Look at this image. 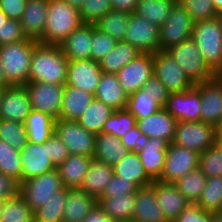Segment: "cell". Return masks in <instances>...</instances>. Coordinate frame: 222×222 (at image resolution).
<instances>
[{
  "instance_id": "6da1fadb",
  "label": "cell",
  "mask_w": 222,
  "mask_h": 222,
  "mask_svg": "<svg viewBox=\"0 0 222 222\" xmlns=\"http://www.w3.org/2000/svg\"><path fill=\"white\" fill-rule=\"evenodd\" d=\"M68 62L61 46L38 42L30 62L29 81L65 85Z\"/></svg>"
},
{
  "instance_id": "7a4b0ae2",
  "label": "cell",
  "mask_w": 222,
  "mask_h": 222,
  "mask_svg": "<svg viewBox=\"0 0 222 222\" xmlns=\"http://www.w3.org/2000/svg\"><path fill=\"white\" fill-rule=\"evenodd\" d=\"M82 24L77 8L65 0H48L46 27L39 43L60 46Z\"/></svg>"
},
{
  "instance_id": "3957f363",
  "label": "cell",
  "mask_w": 222,
  "mask_h": 222,
  "mask_svg": "<svg viewBox=\"0 0 222 222\" xmlns=\"http://www.w3.org/2000/svg\"><path fill=\"white\" fill-rule=\"evenodd\" d=\"M38 41H23L0 46V63L10 85H26L29 82L30 62Z\"/></svg>"
},
{
  "instance_id": "277c9868",
  "label": "cell",
  "mask_w": 222,
  "mask_h": 222,
  "mask_svg": "<svg viewBox=\"0 0 222 222\" xmlns=\"http://www.w3.org/2000/svg\"><path fill=\"white\" fill-rule=\"evenodd\" d=\"M192 39L208 67L216 73L222 66V26L218 18L194 22Z\"/></svg>"
},
{
  "instance_id": "5b68a950",
  "label": "cell",
  "mask_w": 222,
  "mask_h": 222,
  "mask_svg": "<svg viewBox=\"0 0 222 222\" xmlns=\"http://www.w3.org/2000/svg\"><path fill=\"white\" fill-rule=\"evenodd\" d=\"M166 51L180 65V68L194 85L215 78V73L204 61L200 50L192 38Z\"/></svg>"
},
{
  "instance_id": "8992f818",
  "label": "cell",
  "mask_w": 222,
  "mask_h": 222,
  "mask_svg": "<svg viewBox=\"0 0 222 222\" xmlns=\"http://www.w3.org/2000/svg\"><path fill=\"white\" fill-rule=\"evenodd\" d=\"M64 186L57 168L29 178L19 184V195L26 201L29 207L35 211L43 206L53 193Z\"/></svg>"
},
{
  "instance_id": "52a82bcc",
  "label": "cell",
  "mask_w": 222,
  "mask_h": 222,
  "mask_svg": "<svg viewBox=\"0 0 222 222\" xmlns=\"http://www.w3.org/2000/svg\"><path fill=\"white\" fill-rule=\"evenodd\" d=\"M193 27V19L177 1L169 13L168 19L160 26V51H166L169 48L192 38Z\"/></svg>"
},
{
  "instance_id": "ba28073f",
  "label": "cell",
  "mask_w": 222,
  "mask_h": 222,
  "mask_svg": "<svg viewBox=\"0 0 222 222\" xmlns=\"http://www.w3.org/2000/svg\"><path fill=\"white\" fill-rule=\"evenodd\" d=\"M217 139V129L202 121L177 122L172 143L192 151L203 153L214 145Z\"/></svg>"
},
{
  "instance_id": "9c48e42d",
  "label": "cell",
  "mask_w": 222,
  "mask_h": 222,
  "mask_svg": "<svg viewBox=\"0 0 222 222\" xmlns=\"http://www.w3.org/2000/svg\"><path fill=\"white\" fill-rule=\"evenodd\" d=\"M160 26L132 13L123 42L129 43L141 53L155 54L159 48Z\"/></svg>"
},
{
  "instance_id": "30bf717a",
  "label": "cell",
  "mask_w": 222,
  "mask_h": 222,
  "mask_svg": "<svg viewBox=\"0 0 222 222\" xmlns=\"http://www.w3.org/2000/svg\"><path fill=\"white\" fill-rule=\"evenodd\" d=\"M55 133L67 146L70 154L93 157L96 135L87 131L77 121L56 119Z\"/></svg>"
},
{
  "instance_id": "8fae6325",
  "label": "cell",
  "mask_w": 222,
  "mask_h": 222,
  "mask_svg": "<svg viewBox=\"0 0 222 222\" xmlns=\"http://www.w3.org/2000/svg\"><path fill=\"white\" fill-rule=\"evenodd\" d=\"M199 153L173 143L168 144L160 182L173 183L198 168Z\"/></svg>"
},
{
  "instance_id": "7c38bea8",
  "label": "cell",
  "mask_w": 222,
  "mask_h": 222,
  "mask_svg": "<svg viewBox=\"0 0 222 222\" xmlns=\"http://www.w3.org/2000/svg\"><path fill=\"white\" fill-rule=\"evenodd\" d=\"M153 73L170 93L188 91L194 87L180 65L167 51H158L154 54Z\"/></svg>"
},
{
  "instance_id": "4fadbf2b",
  "label": "cell",
  "mask_w": 222,
  "mask_h": 222,
  "mask_svg": "<svg viewBox=\"0 0 222 222\" xmlns=\"http://www.w3.org/2000/svg\"><path fill=\"white\" fill-rule=\"evenodd\" d=\"M25 88L29 94L32 109L59 119L64 85L29 81Z\"/></svg>"
},
{
  "instance_id": "5bb4252c",
  "label": "cell",
  "mask_w": 222,
  "mask_h": 222,
  "mask_svg": "<svg viewBox=\"0 0 222 222\" xmlns=\"http://www.w3.org/2000/svg\"><path fill=\"white\" fill-rule=\"evenodd\" d=\"M154 69V54L140 53L133 61L125 65L116 74L127 95L143 88L152 76Z\"/></svg>"
},
{
  "instance_id": "9a60e30c",
  "label": "cell",
  "mask_w": 222,
  "mask_h": 222,
  "mask_svg": "<svg viewBox=\"0 0 222 222\" xmlns=\"http://www.w3.org/2000/svg\"><path fill=\"white\" fill-rule=\"evenodd\" d=\"M194 87L201 97L200 121L219 129L222 125V84L213 78Z\"/></svg>"
},
{
  "instance_id": "2e32d148",
  "label": "cell",
  "mask_w": 222,
  "mask_h": 222,
  "mask_svg": "<svg viewBox=\"0 0 222 222\" xmlns=\"http://www.w3.org/2000/svg\"><path fill=\"white\" fill-rule=\"evenodd\" d=\"M163 108L178 122H198L201 114L200 92L195 87L188 91L172 92Z\"/></svg>"
},
{
  "instance_id": "e0dca14e",
  "label": "cell",
  "mask_w": 222,
  "mask_h": 222,
  "mask_svg": "<svg viewBox=\"0 0 222 222\" xmlns=\"http://www.w3.org/2000/svg\"><path fill=\"white\" fill-rule=\"evenodd\" d=\"M101 74L99 63L92 59L69 60L65 84L94 95Z\"/></svg>"
},
{
  "instance_id": "ac0fdd59",
  "label": "cell",
  "mask_w": 222,
  "mask_h": 222,
  "mask_svg": "<svg viewBox=\"0 0 222 222\" xmlns=\"http://www.w3.org/2000/svg\"><path fill=\"white\" fill-rule=\"evenodd\" d=\"M32 111L29 94L25 85L5 87L0 104V119L23 123Z\"/></svg>"
},
{
  "instance_id": "d6986e66",
  "label": "cell",
  "mask_w": 222,
  "mask_h": 222,
  "mask_svg": "<svg viewBox=\"0 0 222 222\" xmlns=\"http://www.w3.org/2000/svg\"><path fill=\"white\" fill-rule=\"evenodd\" d=\"M22 182L45 174L56 167L49 159L48 140L43 144L27 145L21 151Z\"/></svg>"
},
{
  "instance_id": "ffe728a7",
  "label": "cell",
  "mask_w": 222,
  "mask_h": 222,
  "mask_svg": "<svg viewBox=\"0 0 222 222\" xmlns=\"http://www.w3.org/2000/svg\"><path fill=\"white\" fill-rule=\"evenodd\" d=\"M151 186L155 190L157 202L167 222H174L191 204L173 183L153 180Z\"/></svg>"
},
{
  "instance_id": "44dd1931",
  "label": "cell",
  "mask_w": 222,
  "mask_h": 222,
  "mask_svg": "<svg viewBox=\"0 0 222 222\" xmlns=\"http://www.w3.org/2000/svg\"><path fill=\"white\" fill-rule=\"evenodd\" d=\"M177 120L163 107L155 114L137 120L138 129L149 138H159L172 143Z\"/></svg>"
},
{
  "instance_id": "7402d4cb",
  "label": "cell",
  "mask_w": 222,
  "mask_h": 222,
  "mask_svg": "<svg viewBox=\"0 0 222 222\" xmlns=\"http://www.w3.org/2000/svg\"><path fill=\"white\" fill-rule=\"evenodd\" d=\"M48 0H28L19 20L27 39L40 41L46 27Z\"/></svg>"
},
{
  "instance_id": "603a6c76",
  "label": "cell",
  "mask_w": 222,
  "mask_h": 222,
  "mask_svg": "<svg viewBox=\"0 0 222 222\" xmlns=\"http://www.w3.org/2000/svg\"><path fill=\"white\" fill-rule=\"evenodd\" d=\"M133 222H167L160 208L154 188L140 187L135 193Z\"/></svg>"
},
{
  "instance_id": "cb8c5ba5",
  "label": "cell",
  "mask_w": 222,
  "mask_h": 222,
  "mask_svg": "<svg viewBox=\"0 0 222 222\" xmlns=\"http://www.w3.org/2000/svg\"><path fill=\"white\" fill-rule=\"evenodd\" d=\"M168 143L159 138H149L146 145L137 151L144 171L152 180L161 177Z\"/></svg>"
},
{
  "instance_id": "d4e9b609",
  "label": "cell",
  "mask_w": 222,
  "mask_h": 222,
  "mask_svg": "<svg viewBox=\"0 0 222 222\" xmlns=\"http://www.w3.org/2000/svg\"><path fill=\"white\" fill-rule=\"evenodd\" d=\"M93 24L83 23L60 45L68 60L91 59Z\"/></svg>"
},
{
  "instance_id": "484cf974",
  "label": "cell",
  "mask_w": 222,
  "mask_h": 222,
  "mask_svg": "<svg viewBox=\"0 0 222 222\" xmlns=\"http://www.w3.org/2000/svg\"><path fill=\"white\" fill-rule=\"evenodd\" d=\"M95 98L114 110L126 109L128 95L123 90L116 74L102 73Z\"/></svg>"
},
{
  "instance_id": "4316f807",
  "label": "cell",
  "mask_w": 222,
  "mask_h": 222,
  "mask_svg": "<svg viewBox=\"0 0 222 222\" xmlns=\"http://www.w3.org/2000/svg\"><path fill=\"white\" fill-rule=\"evenodd\" d=\"M92 159L93 157L70 154L57 167L63 186L70 189H79Z\"/></svg>"
},
{
  "instance_id": "83f0119b",
  "label": "cell",
  "mask_w": 222,
  "mask_h": 222,
  "mask_svg": "<svg viewBox=\"0 0 222 222\" xmlns=\"http://www.w3.org/2000/svg\"><path fill=\"white\" fill-rule=\"evenodd\" d=\"M94 98L93 94L65 84L59 119L77 121Z\"/></svg>"
},
{
  "instance_id": "f1b7e54d",
  "label": "cell",
  "mask_w": 222,
  "mask_h": 222,
  "mask_svg": "<svg viewBox=\"0 0 222 222\" xmlns=\"http://www.w3.org/2000/svg\"><path fill=\"white\" fill-rule=\"evenodd\" d=\"M113 176L112 165L105 164L93 158L79 189L98 200Z\"/></svg>"
},
{
  "instance_id": "f546056e",
  "label": "cell",
  "mask_w": 222,
  "mask_h": 222,
  "mask_svg": "<svg viewBox=\"0 0 222 222\" xmlns=\"http://www.w3.org/2000/svg\"><path fill=\"white\" fill-rule=\"evenodd\" d=\"M97 204L95 197L80 189H71L65 201L63 222H82Z\"/></svg>"
},
{
  "instance_id": "4dcf8cb0",
  "label": "cell",
  "mask_w": 222,
  "mask_h": 222,
  "mask_svg": "<svg viewBox=\"0 0 222 222\" xmlns=\"http://www.w3.org/2000/svg\"><path fill=\"white\" fill-rule=\"evenodd\" d=\"M113 173L125 180L133 182L138 188L146 187L153 183V180L144 171L136 151H128L127 154L115 165Z\"/></svg>"
},
{
  "instance_id": "1f68e13d",
  "label": "cell",
  "mask_w": 222,
  "mask_h": 222,
  "mask_svg": "<svg viewBox=\"0 0 222 222\" xmlns=\"http://www.w3.org/2000/svg\"><path fill=\"white\" fill-rule=\"evenodd\" d=\"M55 124L56 119L49 114L32 109L24 122L28 142L45 143L55 133Z\"/></svg>"
},
{
  "instance_id": "d6a6232c",
  "label": "cell",
  "mask_w": 222,
  "mask_h": 222,
  "mask_svg": "<svg viewBox=\"0 0 222 222\" xmlns=\"http://www.w3.org/2000/svg\"><path fill=\"white\" fill-rule=\"evenodd\" d=\"M98 205L113 222L132 221L135 193L99 198Z\"/></svg>"
},
{
  "instance_id": "836d02e7",
  "label": "cell",
  "mask_w": 222,
  "mask_h": 222,
  "mask_svg": "<svg viewBox=\"0 0 222 222\" xmlns=\"http://www.w3.org/2000/svg\"><path fill=\"white\" fill-rule=\"evenodd\" d=\"M128 150L118 137L110 134L99 133L95 137V152L93 158L108 165H115Z\"/></svg>"
},
{
  "instance_id": "e575fe53",
  "label": "cell",
  "mask_w": 222,
  "mask_h": 222,
  "mask_svg": "<svg viewBox=\"0 0 222 222\" xmlns=\"http://www.w3.org/2000/svg\"><path fill=\"white\" fill-rule=\"evenodd\" d=\"M140 53L129 43L119 41L98 63L102 73L117 74L121 68L133 61Z\"/></svg>"
},
{
  "instance_id": "d590c367",
  "label": "cell",
  "mask_w": 222,
  "mask_h": 222,
  "mask_svg": "<svg viewBox=\"0 0 222 222\" xmlns=\"http://www.w3.org/2000/svg\"><path fill=\"white\" fill-rule=\"evenodd\" d=\"M114 112L112 107L94 98L77 122L87 131L97 135L102 132L105 122Z\"/></svg>"
},
{
  "instance_id": "8d00e7d4",
  "label": "cell",
  "mask_w": 222,
  "mask_h": 222,
  "mask_svg": "<svg viewBox=\"0 0 222 222\" xmlns=\"http://www.w3.org/2000/svg\"><path fill=\"white\" fill-rule=\"evenodd\" d=\"M176 2L177 0H138L134 13L161 26L168 19Z\"/></svg>"
},
{
  "instance_id": "74e56055",
  "label": "cell",
  "mask_w": 222,
  "mask_h": 222,
  "mask_svg": "<svg viewBox=\"0 0 222 222\" xmlns=\"http://www.w3.org/2000/svg\"><path fill=\"white\" fill-rule=\"evenodd\" d=\"M71 189L63 187L40 208L34 211V222H63L65 201Z\"/></svg>"
},
{
  "instance_id": "f35d334b",
  "label": "cell",
  "mask_w": 222,
  "mask_h": 222,
  "mask_svg": "<svg viewBox=\"0 0 222 222\" xmlns=\"http://www.w3.org/2000/svg\"><path fill=\"white\" fill-rule=\"evenodd\" d=\"M130 21V14L118 10H109L96 23V28L109 34L117 42L123 41Z\"/></svg>"
},
{
  "instance_id": "ab89813d",
  "label": "cell",
  "mask_w": 222,
  "mask_h": 222,
  "mask_svg": "<svg viewBox=\"0 0 222 222\" xmlns=\"http://www.w3.org/2000/svg\"><path fill=\"white\" fill-rule=\"evenodd\" d=\"M206 182V174L197 168L177 179L173 184L191 204H196L202 195Z\"/></svg>"
},
{
  "instance_id": "60d3db41",
  "label": "cell",
  "mask_w": 222,
  "mask_h": 222,
  "mask_svg": "<svg viewBox=\"0 0 222 222\" xmlns=\"http://www.w3.org/2000/svg\"><path fill=\"white\" fill-rule=\"evenodd\" d=\"M0 172L22 182L21 152L0 139Z\"/></svg>"
},
{
  "instance_id": "b9f144b4",
  "label": "cell",
  "mask_w": 222,
  "mask_h": 222,
  "mask_svg": "<svg viewBox=\"0 0 222 222\" xmlns=\"http://www.w3.org/2000/svg\"><path fill=\"white\" fill-rule=\"evenodd\" d=\"M162 108L148 93L139 89L128 97L126 109L136 117V120L145 118L149 115L155 114Z\"/></svg>"
},
{
  "instance_id": "7bdbcfd3",
  "label": "cell",
  "mask_w": 222,
  "mask_h": 222,
  "mask_svg": "<svg viewBox=\"0 0 222 222\" xmlns=\"http://www.w3.org/2000/svg\"><path fill=\"white\" fill-rule=\"evenodd\" d=\"M1 222H34V211L18 194L6 200Z\"/></svg>"
},
{
  "instance_id": "ee69618b",
  "label": "cell",
  "mask_w": 222,
  "mask_h": 222,
  "mask_svg": "<svg viewBox=\"0 0 222 222\" xmlns=\"http://www.w3.org/2000/svg\"><path fill=\"white\" fill-rule=\"evenodd\" d=\"M222 200V177L215 176L207 178L202 195L196 203L201 209L207 212H219Z\"/></svg>"
},
{
  "instance_id": "f6af8a7d",
  "label": "cell",
  "mask_w": 222,
  "mask_h": 222,
  "mask_svg": "<svg viewBox=\"0 0 222 222\" xmlns=\"http://www.w3.org/2000/svg\"><path fill=\"white\" fill-rule=\"evenodd\" d=\"M0 139L21 152L28 143V136L24 124L0 119Z\"/></svg>"
},
{
  "instance_id": "bcb514c9",
  "label": "cell",
  "mask_w": 222,
  "mask_h": 222,
  "mask_svg": "<svg viewBox=\"0 0 222 222\" xmlns=\"http://www.w3.org/2000/svg\"><path fill=\"white\" fill-rule=\"evenodd\" d=\"M136 124V117L127 109L115 110L105 122L102 133L110 134L120 139Z\"/></svg>"
},
{
  "instance_id": "7dc6e473",
  "label": "cell",
  "mask_w": 222,
  "mask_h": 222,
  "mask_svg": "<svg viewBox=\"0 0 222 222\" xmlns=\"http://www.w3.org/2000/svg\"><path fill=\"white\" fill-rule=\"evenodd\" d=\"M198 168L207 178L222 177V147L217 142L199 154Z\"/></svg>"
},
{
  "instance_id": "c3c4849f",
  "label": "cell",
  "mask_w": 222,
  "mask_h": 222,
  "mask_svg": "<svg viewBox=\"0 0 222 222\" xmlns=\"http://www.w3.org/2000/svg\"><path fill=\"white\" fill-rule=\"evenodd\" d=\"M194 22L213 19L217 16L213 0H177Z\"/></svg>"
},
{
  "instance_id": "681fc988",
  "label": "cell",
  "mask_w": 222,
  "mask_h": 222,
  "mask_svg": "<svg viewBox=\"0 0 222 222\" xmlns=\"http://www.w3.org/2000/svg\"><path fill=\"white\" fill-rule=\"evenodd\" d=\"M111 9L110 0H84L79 13L83 23L95 24Z\"/></svg>"
},
{
  "instance_id": "f907efd6",
  "label": "cell",
  "mask_w": 222,
  "mask_h": 222,
  "mask_svg": "<svg viewBox=\"0 0 222 222\" xmlns=\"http://www.w3.org/2000/svg\"><path fill=\"white\" fill-rule=\"evenodd\" d=\"M117 41L114 40L109 34L101 32L93 24V33L91 40V59L99 62L108 52H110L116 45Z\"/></svg>"
},
{
  "instance_id": "816d5d0a",
  "label": "cell",
  "mask_w": 222,
  "mask_h": 222,
  "mask_svg": "<svg viewBox=\"0 0 222 222\" xmlns=\"http://www.w3.org/2000/svg\"><path fill=\"white\" fill-rule=\"evenodd\" d=\"M19 20L7 19L0 27V46L26 40Z\"/></svg>"
},
{
  "instance_id": "f5cc1de1",
  "label": "cell",
  "mask_w": 222,
  "mask_h": 222,
  "mask_svg": "<svg viewBox=\"0 0 222 222\" xmlns=\"http://www.w3.org/2000/svg\"><path fill=\"white\" fill-rule=\"evenodd\" d=\"M137 189L138 187L133 182L114 175L110 182L106 185L100 198L136 193Z\"/></svg>"
},
{
  "instance_id": "db71d44e",
  "label": "cell",
  "mask_w": 222,
  "mask_h": 222,
  "mask_svg": "<svg viewBox=\"0 0 222 222\" xmlns=\"http://www.w3.org/2000/svg\"><path fill=\"white\" fill-rule=\"evenodd\" d=\"M142 90L155 98L156 102L161 107L165 106L170 94L167 88L160 82V80L154 75V73L143 85Z\"/></svg>"
},
{
  "instance_id": "11a10c76",
  "label": "cell",
  "mask_w": 222,
  "mask_h": 222,
  "mask_svg": "<svg viewBox=\"0 0 222 222\" xmlns=\"http://www.w3.org/2000/svg\"><path fill=\"white\" fill-rule=\"evenodd\" d=\"M49 159L57 168L69 155V151L64 142L54 133L48 139Z\"/></svg>"
},
{
  "instance_id": "9f6ffc18",
  "label": "cell",
  "mask_w": 222,
  "mask_h": 222,
  "mask_svg": "<svg viewBox=\"0 0 222 222\" xmlns=\"http://www.w3.org/2000/svg\"><path fill=\"white\" fill-rule=\"evenodd\" d=\"M174 222H213V213L204 211L196 204H190Z\"/></svg>"
},
{
  "instance_id": "6f0895ef",
  "label": "cell",
  "mask_w": 222,
  "mask_h": 222,
  "mask_svg": "<svg viewBox=\"0 0 222 222\" xmlns=\"http://www.w3.org/2000/svg\"><path fill=\"white\" fill-rule=\"evenodd\" d=\"M120 140L128 151L137 152L146 145L149 137L143 134L136 125L132 127L123 137H121Z\"/></svg>"
},
{
  "instance_id": "680465c9",
  "label": "cell",
  "mask_w": 222,
  "mask_h": 222,
  "mask_svg": "<svg viewBox=\"0 0 222 222\" xmlns=\"http://www.w3.org/2000/svg\"><path fill=\"white\" fill-rule=\"evenodd\" d=\"M28 0H0V9L8 19L20 20Z\"/></svg>"
},
{
  "instance_id": "91938a15",
  "label": "cell",
  "mask_w": 222,
  "mask_h": 222,
  "mask_svg": "<svg viewBox=\"0 0 222 222\" xmlns=\"http://www.w3.org/2000/svg\"><path fill=\"white\" fill-rule=\"evenodd\" d=\"M19 194V183L12 177L0 172V198H12Z\"/></svg>"
},
{
  "instance_id": "94428289",
  "label": "cell",
  "mask_w": 222,
  "mask_h": 222,
  "mask_svg": "<svg viewBox=\"0 0 222 222\" xmlns=\"http://www.w3.org/2000/svg\"><path fill=\"white\" fill-rule=\"evenodd\" d=\"M111 8L129 14L134 13L138 0H110Z\"/></svg>"
},
{
  "instance_id": "6125c7cd",
  "label": "cell",
  "mask_w": 222,
  "mask_h": 222,
  "mask_svg": "<svg viewBox=\"0 0 222 222\" xmlns=\"http://www.w3.org/2000/svg\"><path fill=\"white\" fill-rule=\"evenodd\" d=\"M82 222H113L97 204Z\"/></svg>"
},
{
  "instance_id": "be15d7a7",
  "label": "cell",
  "mask_w": 222,
  "mask_h": 222,
  "mask_svg": "<svg viewBox=\"0 0 222 222\" xmlns=\"http://www.w3.org/2000/svg\"><path fill=\"white\" fill-rule=\"evenodd\" d=\"M7 86H10V84L6 81V77H5V74H4V71H3V67L0 63V87H7Z\"/></svg>"
},
{
  "instance_id": "e7e4bbea",
  "label": "cell",
  "mask_w": 222,
  "mask_h": 222,
  "mask_svg": "<svg viewBox=\"0 0 222 222\" xmlns=\"http://www.w3.org/2000/svg\"><path fill=\"white\" fill-rule=\"evenodd\" d=\"M68 4H70L72 7L77 8L78 10L83 4L84 0H65Z\"/></svg>"
},
{
  "instance_id": "03108f58",
  "label": "cell",
  "mask_w": 222,
  "mask_h": 222,
  "mask_svg": "<svg viewBox=\"0 0 222 222\" xmlns=\"http://www.w3.org/2000/svg\"><path fill=\"white\" fill-rule=\"evenodd\" d=\"M215 11L218 13L222 11V0H213Z\"/></svg>"
},
{
  "instance_id": "003e7915",
  "label": "cell",
  "mask_w": 222,
  "mask_h": 222,
  "mask_svg": "<svg viewBox=\"0 0 222 222\" xmlns=\"http://www.w3.org/2000/svg\"><path fill=\"white\" fill-rule=\"evenodd\" d=\"M213 222H222V213L220 212L213 213Z\"/></svg>"
},
{
  "instance_id": "a7ac6f4b",
  "label": "cell",
  "mask_w": 222,
  "mask_h": 222,
  "mask_svg": "<svg viewBox=\"0 0 222 222\" xmlns=\"http://www.w3.org/2000/svg\"><path fill=\"white\" fill-rule=\"evenodd\" d=\"M8 19L7 15L0 9V27Z\"/></svg>"
},
{
  "instance_id": "89a4df30",
  "label": "cell",
  "mask_w": 222,
  "mask_h": 222,
  "mask_svg": "<svg viewBox=\"0 0 222 222\" xmlns=\"http://www.w3.org/2000/svg\"><path fill=\"white\" fill-rule=\"evenodd\" d=\"M215 78L222 84V66H221V68L215 73Z\"/></svg>"
},
{
  "instance_id": "2644e50d",
  "label": "cell",
  "mask_w": 222,
  "mask_h": 222,
  "mask_svg": "<svg viewBox=\"0 0 222 222\" xmlns=\"http://www.w3.org/2000/svg\"><path fill=\"white\" fill-rule=\"evenodd\" d=\"M6 200H7L6 198H0V222H1V217H2V210L4 208Z\"/></svg>"
},
{
  "instance_id": "8c879c8a",
  "label": "cell",
  "mask_w": 222,
  "mask_h": 222,
  "mask_svg": "<svg viewBox=\"0 0 222 222\" xmlns=\"http://www.w3.org/2000/svg\"><path fill=\"white\" fill-rule=\"evenodd\" d=\"M216 142L222 147V132H217Z\"/></svg>"
},
{
  "instance_id": "753ad0ef",
  "label": "cell",
  "mask_w": 222,
  "mask_h": 222,
  "mask_svg": "<svg viewBox=\"0 0 222 222\" xmlns=\"http://www.w3.org/2000/svg\"><path fill=\"white\" fill-rule=\"evenodd\" d=\"M217 18H218V20H219V22H220V24H221V26H222V11H219L218 13H217V16H216Z\"/></svg>"
},
{
  "instance_id": "34e18365",
  "label": "cell",
  "mask_w": 222,
  "mask_h": 222,
  "mask_svg": "<svg viewBox=\"0 0 222 222\" xmlns=\"http://www.w3.org/2000/svg\"><path fill=\"white\" fill-rule=\"evenodd\" d=\"M4 89L5 88L0 87V104H1V101H2L3 94H4Z\"/></svg>"
},
{
  "instance_id": "11e5206c",
  "label": "cell",
  "mask_w": 222,
  "mask_h": 222,
  "mask_svg": "<svg viewBox=\"0 0 222 222\" xmlns=\"http://www.w3.org/2000/svg\"><path fill=\"white\" fill-rule=\"evenodd\" d=\"M220 213H222V200H221V205H220V210H219Z\"/></svg>"
},
{
  "instance_id": "2a66077c",
  "label": "cell",
  "mask_w": 222,
  "mask_h": 222,
  "mask_svg": "<svg viewBox=\"0 0 222 222\" xmlns=\"http://www.w3.org/2000/svg\"><path fill=\"white\" fill-rule=\"evenodd\" d=\"M217 132H222V125L219 129H217Z\"/></svg>"
}]
</instances>
